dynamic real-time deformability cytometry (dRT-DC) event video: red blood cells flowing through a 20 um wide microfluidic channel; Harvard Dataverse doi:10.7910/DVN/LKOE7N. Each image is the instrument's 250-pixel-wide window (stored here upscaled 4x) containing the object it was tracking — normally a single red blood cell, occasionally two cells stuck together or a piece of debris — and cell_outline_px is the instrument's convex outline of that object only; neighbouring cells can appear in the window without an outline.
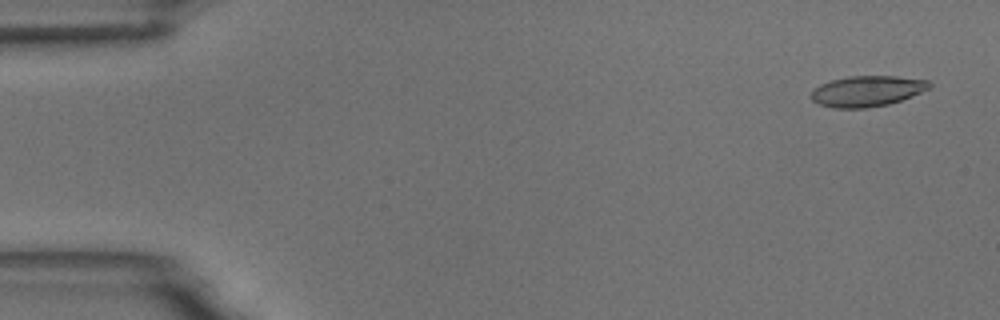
{"species": "common noctule bat (a hibernating species)", "species_latin": "Nyctalus noctula", "temperature_condition": "room temperature", "stored_images_in_passage": 5, "camera_frame_rate_fps": 3000, "um_per_image_px": 0.085, "animal": {"sex": "male", "body_mass_g": 18.8}, "frame": {"image": 1, "passage_image": 1, "time_ms": 0.0, "image_size_px": [1000, 320], "cell_outline_px": [[932, 88], [912, 96], [888, 104], [868, 108], [832, 108], [820, 104], [812, 100], [812, 92], [820, 84], [832, 80], [848, 76], [896, 76], [928, 80], [932, 84]], "centroid_in_image_um": [73.74, 7.74], "position_along_channel_um": 11.3, "area_um2": 21.15}}